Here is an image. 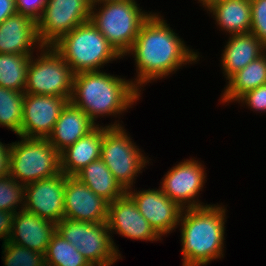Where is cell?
<instances>
[{"mask_svg":"<svg viewBox=\"0 0 266 266\" xmlns=\"http://www.w3.org/2000/svg\"><path fill=\"white\" fill-rule=\"evenodd\" d=\"M117 122L103 127L100 159L127 191L133 189L134 180L142 173V168L149 164V160L132 141L123 125Z\"/></svg>","mask_w":266,"mask_h":266,"instance_id":"52a82bcc","label":"cell"},{"mask_svg":"<svg viewBox=\"0 0 266 266\" xmlns=\"http://www.w3.org/2000/svg\"><path fill=\"white\" fill-rule=\"evenodd\" d=\"M69 101L56 95L26 94L23 100V122L19 136L48 138Z\"/></svg>","mask_w":266,"mask_h":266,"instance_id":"4fadbf2b","label":"cell"},{"mask_svg":"<svg viewBox=\"0 0 266 266\" xmlns=\"http://www.w3.org/2000/svg\"><path fill=\"white\" fill-rule=\"evenodd\" d=\"M66 175L40 179L24 186V208L42 219L57 224L64 215Z\"/></svg>","mask_w":266,"mask_h":266,"instance_id":"7c38bea8","label":"cell"},{"mask_svg":"<svg viewBox=\"0 0 266 266\" xmlns=\"http://www.w3.org/2000/svg\"><path fill=\"white\" fill-rule=\"evenodd\" d=\"M97 5L99 11L95 8ZM138 6L135 0L91 4L90 21L122 57L131 49L141 26L152 14Z\"/></svg>","mask_w":266,"mask_h":266,"instance_id":"5b68a950","label":"cell"},{"mask_svg":"<svg viewBox=\"0 0 266 266\" xmlns=\"http://www.w3.org/2000/svg\"><path fill=\"white\" fill-rule=\"evenodd\" d=\"M17 13L16 0H0V24Z\"/></svg>","mask_w":266,"mask_h":266,"instance_id":"e575fe53","label":"cell"},{"mask_svg":"<svg viewBox=\"0 0 266 266\" xmlns=\"http://www.w3.org/2000/svg\"><path fill=\"white\" fill-rule=\"evenodd\" d=\"M115 1H123V0H92V3H104V2H115Z\"/></svg>","mask_w":266,"mask_h":266,"instance_id":"8d00e7d4","label":"cell"},{"mask_svg":"<svg viewBox=\"0 0 266 266\" xmlns=\"http://www.w3.org/2000/svg\"><path fill=\"white\" fill-rule=\"evenodd\" d=\"M224 48L220 61L226 81L266 52V46L252 32L229 36Z\"/></svg>","mask_w":266,"mask_h":266,"instance_id":"ffe728a7","label":"cell"},{"mask_svg":"<svg viewBox=\"0 0 266 266\" xmlns=\"http://www.w3.org/2000/svg\"><path fill=\"white\" fill-rule=\"evenodd\" d=\"M20 208H24V185L9 174L0 177V210L15 214Z\"/></svg>","mask_w":266,"mask_h":266,"instance_id":"f1b7e54d","label":"cell"},{"mask_svg":"<svg viewBox=\"0 0 266 266\" xmlns=\"http://www.w3.org/2000/svg\"><path fill=\"white\" fill-rule=\"evenodd\" d=\"M97 125L99 123L95 124L82 109L68 102L47 139L61 153Z\"/></svg>","mask_w":266,"mask_h":266,"instance_id":"d6986e66","label":"cell"},{"mask_svg":"<svg viewBox=\"0 0 266 266\" xmlns=\"http://www.w3.org/2000/svg\"><path fill=\"white\" fill-rule=\"evenodd\" d=\"M31 56L0 53V86L24 92Z\"/></svg>","mask_w":266,"mask_h":266,"instance_id":"d4e9b609","label":"cell"},{"mask_svg":"<svg viewBox=\"0 0 266 266\" xmlns=\"http://www.w3.org/2000/svg\"><path fill=\"white\" fill-rule=\"evenodd\" d=\"M10 143L9 175L24 186L61 173L60 152L47 138ZM20 180V181H19Z\"/></svg>","mask_w":266,"mask_h":266,"instance_id":"8992f818","label":"cell"},{"mask_svg":"<svg viewBox=\"0 0 266 266\" xmlns=\"http://www.w3.org/2000/svg\"><path fill=\"white\" fill-rule=\"evenodd\" d=\"M266 46V0H251V30Z\"/></svg>","mask_w":266,"mask_h":266,"instance_id":"f546056e","label":"cell"},{"mask_svg":"<svg viewBox=\"0 0 266 266\" xmlns=\"http://www.w3.org/2000/svg\"><path fill=\"white\" fill-rule=\"evenodd\" d=\"M75 177L108 203L127 192L101 159L89 163Z\"/></svg>","mask_w":266,"mask_h":266,"instance_id":"603a6c76","label":"cell"},{"mask_svg":"<svg viewBox=\"0 0 266 266\" xmlns=\"http://www.w3.org/2000/svg\"><path fill=\"white\" fill-rule=\"evenodd\" d=\"M102 142L103 125H97L91 132L60 153L61 172L66 176H75L89 163L100 159Z\"/></svg>","mask_w":266,"mask_h":266,"instance_id":"44dd1931","label":"cell"},{"mask_svg":"<svg viewBox=\"0 0 266 266\" xmlns=\"http://www.w3.org/2000/svg\"><path fill=\"white\" fill-rule=\"evenodd\" d=\"M63 218L90 223L107 222L108 202L97 196L77 177L67 176Z\"/></svg>","mask_w":266,"mask_h":266,"instance_id":"9a60e30c","label":"cell"},{"mask_svg":"<svg viewBox=\"0 0 266 266\" xmlns=\"http://www.w3.org/2000/svg\"><path fill=\"white\" fill-rule=\"evenodd\" d=\"M92 0H47L37 20L42 45L52 46L63 35L90 21Z\"/></svg>","mask_w":266,"mask_h":266,"instance_id":"30bf717a","label":"cell"},{"mask_svg":"<svg viewBox=\"0 0 266 266\" xmlns=\"http://www.w3.org/2000/svg\"><path fill=\"white\" fill-rule=\"evenodd\" d=\"M198 1L202 3L203 7L206 10V8L210 7L213 3H216L221 0H198Z\"/></svg>","mask_w":266,"mask_h":266,"instance_id":"d590c367","label":"cell"},{"mask_svg":"<svg viewBox=\"0 0 266 266\" xmlns=\"http://www.w3.org/2000/svg\"><path fill=\"white\" fill-rule=\"evenodd\" d=\"M266 84V52L246 67L232 75L224 92L221 94L222 103L237 101L247 91Z\"/></svg>","mask_w":266,"mask_h":266,"instance_id":"cb8c5ba5","label":"cell"},{"mask_svg":"<svg viewBox=\"0 0 266 266\" xmlns=\"http://www.w3.org/2000/svg\"><path fill=\"white\" fill-rule=\"evenodd\" d=\"M162 17L157 13L150 15L125 55L135 58L138 74L132 82L140 92L143 84L165 78L185 64L199 60V53L187 47Z\"/></svg>","mask_w":266,"mask_h":266,"instance_id":"6da1fadb","label":"cell"},{"mask_svg":"<svg viewBox=\"0 0 266 266\" xmlns=\"http://www.w3.org/2000/svg\"><path fill=\"white\" fill-rule=\"evenodd\" d=\"M23 91L0 86V126H4L19 136L23 122Z\"/></svg>","mask_w":266,"mask_h":266,"instance_id":"4316f807","label":"cell"},{"mask_svg":"<svg viewBox=\"0 0 266 266\" xmlns=\"http://www.w3.org/2000/svg\"><path fill=\"white\" fill-rule=\"evenodd\" d=\"M207 10L230 36L251 30V0H221Z\"/></svg>","mask_w":266,"mask_h":266,"instance_id":"7402d4cb","label":"cell"},{"mask_svg":"<svg viewBox=\"0 0 266 266\" xmlns=\"http://www.w3.org/2000/svg\"><path fill=\"white\" fill-rule=\"evenodd\" d=\"M56 231L92 266H111L122 259L107 222L90 223L63 218L56 224Z\"/></svg>","mask_w":266,"mask_h":266,"instance_id":"ba28073f","label":"cell"},{"mask_svg":"<svg viewBox=\"0 0 266 266\" xmlns=\"http://www.w3.org/2000/svg\"><path fill=\"white\" fill-rule=\"evenodd\" d=\"M237 102L245 103L250 110L266 112V84L247 91Z\"/></svg>","mask_w":266,"mask_h":266,"instance_id":"4dcf8cb0","label":"cell"},{"mask_svg":"<svg viewBox=\"0 0 266 266\" xmlns=\"http://www.w3.org/2000/svg\"><path fill=\"white\" fill-rule=\"evenodd\" d=\"M55 232V223L22 209L13 215L8 242L45 254Z\"/></svg>","mask_w":266,"mask_h":266,"instance_id":"ac0fdd59","label":"cell"},{"mask_svg":"<svg viewBox=\"0 0 266 266\" xmlns=\"http://www.w3.org/2000/svg\"><path fill=\"white\" fill-rule=\"evenodd\" d=\"M107 225L112 235L116 232L135 240H162V237L154 231L139 212L135 201L127 192L115 201L108 203Z\"/></svg>","mask_w":266,"mask_h":266,"instance_id":"2e32d148","label":"cell"},{"mask_svg":"<svg viewBox=\"0 0 266 266\" xmlns=\"http://www.w3.org/2000/svg\"><path fill=\"white\" fill-rule=\"evenodd\" d=\"M207 205L182 210L179 224L182 266H206L223 258L226 208Z\"/></svg>","mask_w":266,"mask_h":266,"instance_id":"7a4b0ae2","label":"cell"},{"mask_svg":"<svg viewBox=\"0 0 266 266\" xmlns=\"http://www.w3.org/2000/svg\"><path fill=\"white\" fill-rule=\"evenodd\" d=\"M132 81L101 70L77 73L70 102L82 109L95 124L98 116L117 117L132 108L142 95Z\"/></svg>","mask_w":266,"mask_h":266,"instance_id":"3957f363","label":"cell"},{"mask_svg":"<svg viewBox=\"0 0 266 266\" xmlns=\"http://www.w3.org/2000/svg\"><path fill=\"white\" fill-rule=\"evenodd\" d=\"M52 47L75 74L100 71L105 64L123 58L91 21L63 35Z\"/></svg>","mask_w":266,"mask_h":266,"instance_id":"277c9868","label":"cell"},{"mask_svg":"<svg viewBox=\"0 0 266 266\" xmlns=\"http://www.w3.org/2000/svg\"><path fill=\"white\" fill-rule=\"evenodd\" d=\"M9 156L10 144H3L0 141V177H5L9 174Z\"/></svg>","mask_w":266,"mask_h":266,"instance_id":"836d02e7","label":"cell"},{"mask_svg":"<svg viewBox=\"0 0 266 266\" xmlns=\"http://www.w3.org/2000/svg\"><path fill=\"white\" fill-rule=\"evenodd\" d=\"M142 216L161 237L169 234L179 224L182 208L172 201L162 189L127 190Z\"/></svg>","mask_w":266,"mask_h":266,"instance_id":"5bb4252c","label":"cell"},{"mask_svg":"<svg viewBox=\"0 0 266 266\" xmlns=\"http://www.w3.org/2000/svg\"><path fill=\"white\" fill-rule=\"evenodd\" d=\"M37 57L30 58L24 93L56 95L70 102L75 76L71 67L52 46H43Z\"/></svg>","mask_w":266,"mask_h":266,"instance_id":"9c48e42d","label":"cell"},{"mask_svg":"<svg viewBox=\"0 0 266 266\" xmlns=\"http://www.w3.org/2000/svg\"><path fill=\"white\" fill-rule=\"evenodd\" d=\"M204 169V165L202 166L200 161L198 162L194 158L178 163L162 178L163 180L160 182L162 192L182 209L210 205H204L198 199V194L206 183L205 175L207 173Z\"/></svg>","mask_w":266,"mask_h":266,"instance_id":"8fae6325","label":"cell"},{"mask_svg":"<svg viewBox=\"0 0 266 266\" xmlns=\"http://www.w3.org/2000/svg\"><path fill=\"white\" fill-rule=\"evenodd\" d=\"M14 213L0 210V239H3V243H6L11 235L12 231V219Z\"/></svg>","mask_w":266,"mask_h":266,"instance_id":"d6a6232c","label":"cell"},{"mask_svg":"<svg viewBox=\"0 0 266 266\" xmlns=\"http://www.w3.org/2000/svg\"><path fill=\"white\" fill-rule=\"evenodd\" d=\"M2 248L5 266H45L44 254L40 252L8 241Z\"/></svg>","mask_w":266,"mask_h":266,"instance_id":"83f0119b","label":"cell"},{"mask_svg":"<svg viewBox=\"0 0 266 266\" xmlns=\"http://www.w3.org/2000/svg\"><path fill=\"white\" fill-rule=\"evenodd\" d=\"M47 0H16L17 13L29 15L38 20L43 13Z\"/></svg>","mask_w":266,"mask_h":266,"instance_id":"1f68e13d","label":"cell"},{"mask_svg":"<svg viewBox=\"0 0 266 266\" xmlns=\"http://www.w3.org/2000/svg\"><path fill=\"white\" fill-rule=\"evenodd\" d=\"M44 262L45 266H92L77 248L57 231L47 246Z\"/></svg>","mask_w":266,"mask_h":266,"instance_id":"484cf974","label":"cell"},{"mask_svg":"<svg viewBox=\"0 0 266 266\" xmlns=\"http://www.w3.org/2000/svg\"><path fill=\"white\" fill-rule=\"evenodd\" d=\"M34 46L40 51L44 45L38 37L37 21L29 15L16 13L0 24V53L33 55Z\"/></svg>","mask_w":266,"mask_h":266,"instance_id":"e0dca14e","label":"cell"}]
</instances>
